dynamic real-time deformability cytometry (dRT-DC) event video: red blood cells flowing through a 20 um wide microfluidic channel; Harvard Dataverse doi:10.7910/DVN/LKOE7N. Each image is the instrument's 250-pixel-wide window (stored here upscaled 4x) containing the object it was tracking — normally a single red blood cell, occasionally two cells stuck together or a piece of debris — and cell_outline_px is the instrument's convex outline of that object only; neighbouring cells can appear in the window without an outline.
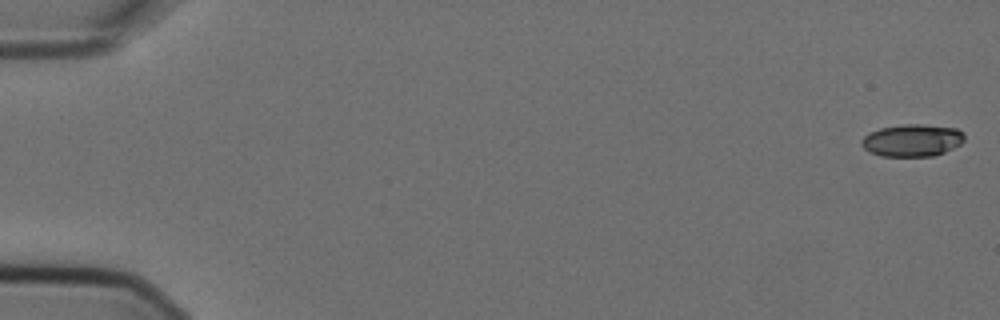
{"species": "Egyptian fruit bat (a non-hibernating species)", "species_latin": "Rousettus aegyptiacus", "temperature_condition": "cold", "stored_images_in_passage": 6, "camera_frame_rate_fps": 3000, "um_per_image_px": 0.085, "animal": {"sex": "female"}, "frame": {"image": 1, "passage_image": 1, "time_ms": 0.0, "image_size_px": [1000, 320], "cell_outline_px": [[964, 140], [960, 144], [944, 152], [932, 156], [880, 156], [868, 152], [860, 144], [860, 140], [868, 132], [880, 128], [904, 124], [920, 124], [956, 128], [964, 132]], "centroid_in_image_um": [77.5, 11.93], "position_along_channel_um": 7.5, "area_um2": 19.48}}
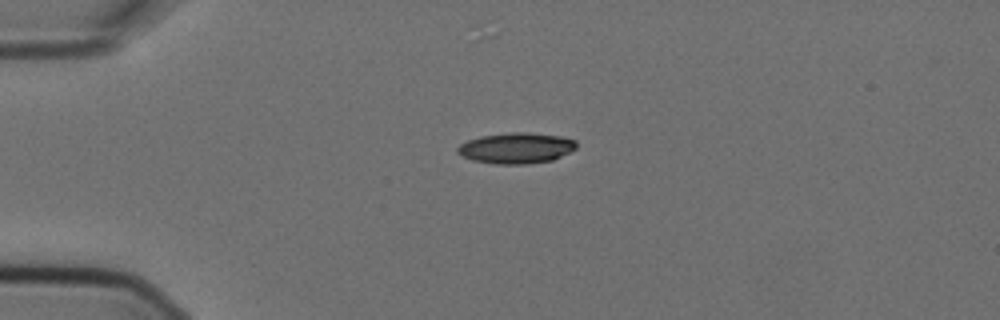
{"frame": {"image": 2, "passage_image": 4, "time_ms": 1.0, "image_size_px": [1000, 320], "cell_outline_px": [[576, 148], [552, 160], [524, 164], [496, 164], [472, 160], [456, 152], [456, 148], [460, 144], [468, 140], [480, 136], [512, 132], [528, 132], [560, 136], [576, 140]], "centroid_in_image_um": [43.86, 12.58], "position_along_channel_um": 41.1, "area_um2": 21.21}}
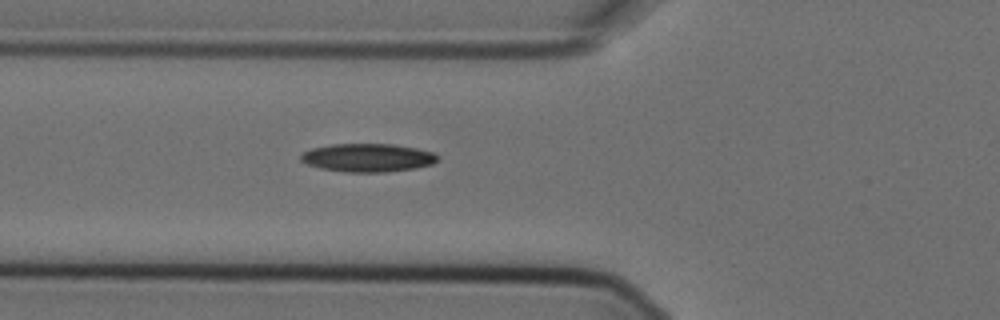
{"frame": {"image": 3, "passage_image": 6, "time_ms": 1.667, "image_size_px": [1000, 320], "cell_outline_px": [[440, 156], [432, 164], [416, 168], [384, 172], [344, 172], [320, 168], [308, 164], [300, 160], [300, 156], [304, 152], [312, 148], [332, 144], [392, 144], [416, 148], [432, 152]], "centroid_in_image_um": [31.26, 13.4], "position_along_channel_um": 94.5, "area_um2": 22.48}}